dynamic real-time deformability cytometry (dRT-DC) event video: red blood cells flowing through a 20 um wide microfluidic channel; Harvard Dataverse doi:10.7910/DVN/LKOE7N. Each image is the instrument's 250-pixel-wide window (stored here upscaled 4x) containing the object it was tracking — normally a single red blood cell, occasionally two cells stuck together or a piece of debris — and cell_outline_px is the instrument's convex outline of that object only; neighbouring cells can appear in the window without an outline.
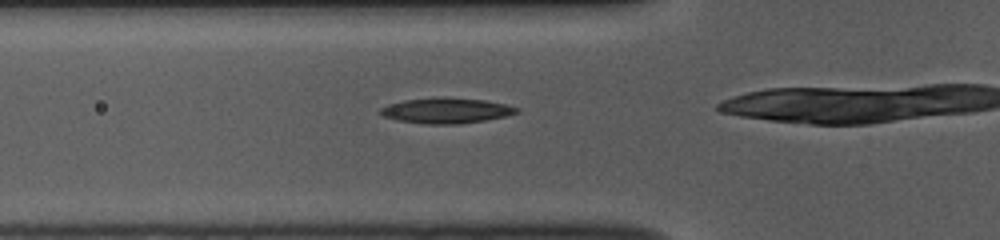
{"species": "common noctule bat (a hibernating species)", "species_latin": "Nyctalus noctula", "temperature_condition": "room temperature", "stored_images_in_passage": 35, "camera_frame_rate_fps": 3000, "um_per_image_px": 0.085, "animal": {"sex": "female", "body_mass_g": 10.0, "forearm_length_mm": 53.1}, "frame": {"image": 1, "passage_image": 12, "time_ms": 3.667, "image_size_px": [1000, 240], "cell_outline_px": [[520, 112], [504, 116], [484, 120], [456, 124], [424, 124], [396, 120], [384, 116], [376, 112], [380, 108], [388, 104], [404, 100], [444, 96], [484, 100], [508, 104], [520, 108]], "centroid_in_image_um": [37.91, 9.38], "position_along_channel_um": 87.9, "area_um2": 20.46}}
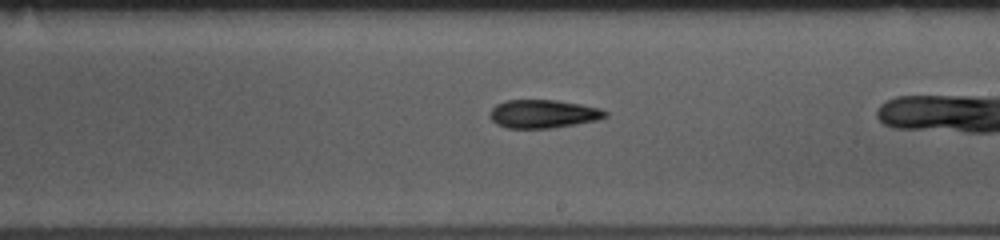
{"frame": {"image": 2, "passage_image": 24, "time_ms": 7.667, "image_size_px": [1000, 240], "cell_outline_px": [[608, 116], [596, 120], [576, 124], [552, 128], [508, 128], [496, 124], [488, 116], [488, 112], [496, 104], [504, 100], [556, 100], [580, 104], [600, 108], [608, 112]], "centroid_in_image_um": [46.14, 9.68], "position_along_channel_um": 242.9, "area_um2": 19.19}}
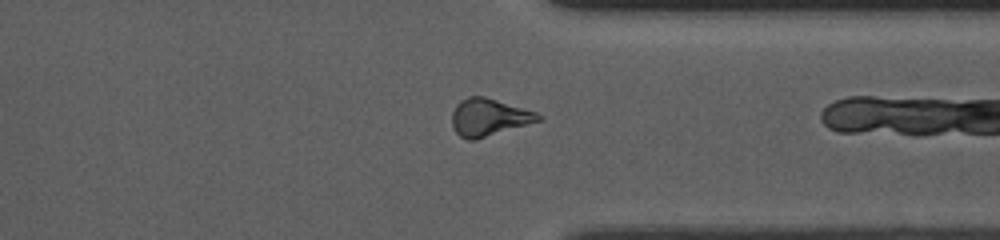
{"frame": {"image": 3, "passage_image": 34, "time_ms": 11.0, "image_size_px": [1000, 240], "cell_outline_px": [[544, 120], [476, 140], [468, 140], [460, 136], [456, 132], [452, 124], [452, 112], [456, 104], [460, 100], [468, 96], [484, 96], [524, 108], [536, 112], [544, 116]], "centroid_in_image_um": [41.59, 9.97], "position_along_channel_um": 369.8, "area_um2": 19.07}}